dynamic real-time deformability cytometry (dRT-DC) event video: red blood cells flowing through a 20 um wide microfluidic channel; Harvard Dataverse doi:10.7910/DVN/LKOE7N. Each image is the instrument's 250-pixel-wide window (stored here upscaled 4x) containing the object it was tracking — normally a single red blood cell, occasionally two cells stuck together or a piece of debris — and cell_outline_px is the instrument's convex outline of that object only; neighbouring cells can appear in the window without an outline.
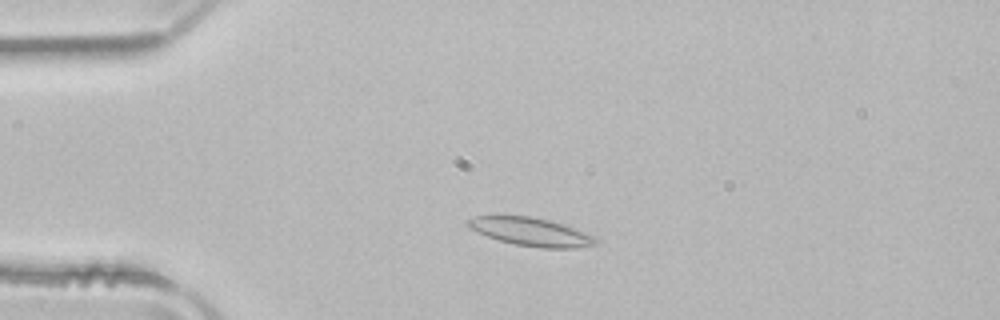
{"species": "common noctule bat (a hibernating species)", "species_latin": "Nyctalus noctula", "temperature_condition": "room temperature", "stored_images_in_passage": 41, "camera_frame_rate_fps": 3000, "um_per_image_px": 0.085, "animal": {"sex": "male", "body_mass_g": 21.5, "forearm_length_mm": 52.0}, "frame": {"image": 1, "passage_image": 1, "time_ms": 0.0, "image_size_px": [1000, 320], "cell_outline_px": [[600, 244], [576, 248], [540, 248], [516, 244], [500, 240], [476, 232], [468, 228], [464, 224], [468, 220], [476, 216], [528, 216], [552, 220], [596, 236], [600, 240]], "centroid_in_image_um": [45.19, 19.71], "position_along_channel_um": 39.8, "area_um2": 21.21}}
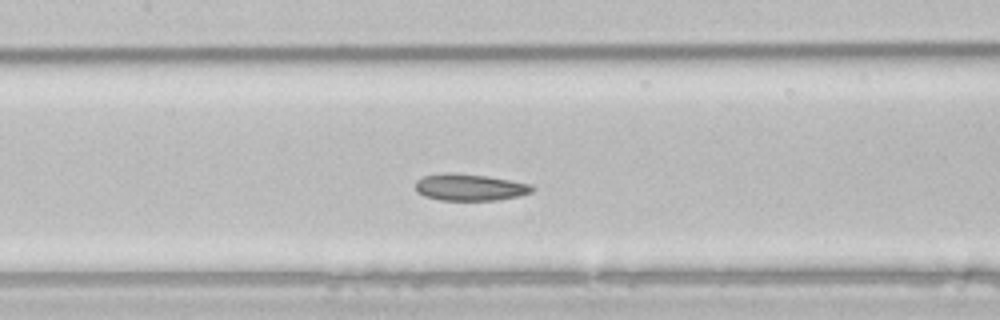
{"frame": {"image": 2, "passage_image": 13, "time_ms": 4.0, "image_size_px": [1000, 320], "cell_outline_px": [[536, 188], [532, 192], [520, 196], [496, 200], [440, 200], [424, 196], [416, 192], [416, 180], [424, 176], [444, 172], [452, 172], [484, 176], [532, 184]], "centroid_in_image_um": [39.93, 15.92], "position_along_channel_um": 167.5, "area_um2": 18.26}}
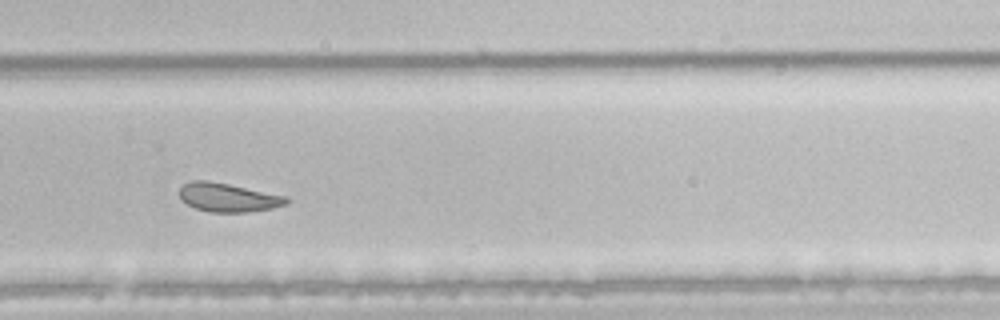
{"frame": {"image": 3, "passage_image": 24, "time_ms": 7.667, "image_size_px": [1000, 320], "cell_outline_px": [[288, 204], [272, 208], [248, 212], [208, 212], [196, 208], [188, 204], [180, 196], [180, 188], [184, 184], [192, 180], [208, 180], [288, 196]], "centroid_in_image_um": [19.42, 16.78], "position_along_channel_um": 310.4, "area_um2": 17.8}, "authors_computed_cell_mechanics": {"area_um2": 19.0162, "velocity_mm_per_s": 3.9166, "shape_relaxation_time_tau1_ms": 6.7623, "shape_relaxation_time_tau2_ms": 4.7565, "deformation_change_tau1": 0.1404, "deformation_change_tau2": 0.1122}}